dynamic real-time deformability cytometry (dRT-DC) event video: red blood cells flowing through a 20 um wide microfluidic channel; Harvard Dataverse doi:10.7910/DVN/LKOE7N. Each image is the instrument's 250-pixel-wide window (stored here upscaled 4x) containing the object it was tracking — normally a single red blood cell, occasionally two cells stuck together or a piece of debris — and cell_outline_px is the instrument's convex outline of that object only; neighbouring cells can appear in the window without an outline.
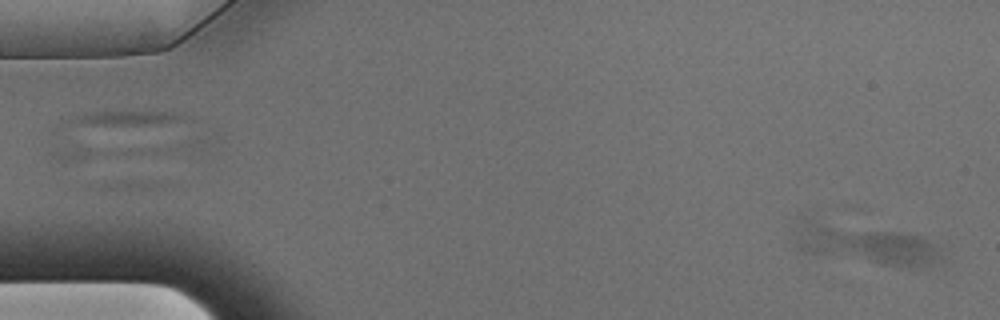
{"species": "Egyptian fruit bat (a non-hibernating species)", "species_latin": "Rousettus aegyptiacus", "temperature_condition": "warm", "stored_images_in_passage": 23, "camera_frame_rate_fps": 3000, "um_per_image_px": 0.085, "animal": {"sex": "male"}, "frame": {"image": 1, "passage_image": 1, "time_ms": 0.0, "image_size_px": [1000, 320], "cell_outline_px": [[944, 260], [908, 268], [816, 256], [800, 252], [796, 248], [796, 232], [800, 212], [924, 236], [936, 244], [940, 248]], "centroid_in_image_um": [73.38, 20.65], "position_along_channel_um": 11.6, "area_um2": 37.05}}
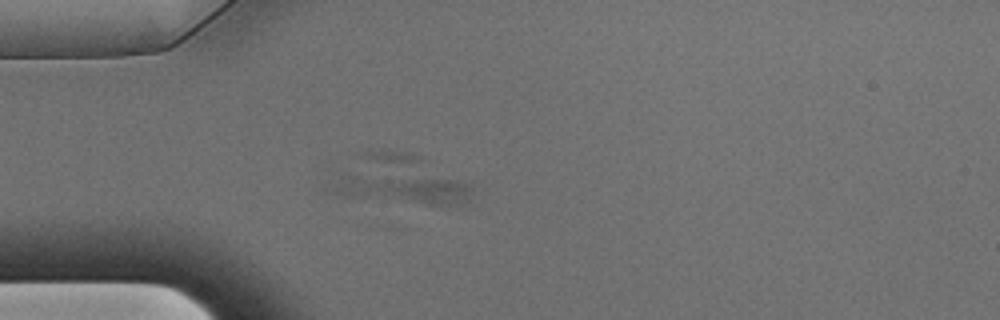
{"frame": {"image": 2, "passage_image": 14, "time_ms": 4.333, "image_size_px": [1000, 320], "cell_outline_px": [[472, 200], [460, 204], [428, 204], [340, 196], [324, 192], [324, 188], [340, 172], [344, 172], [420, 176], [456, 180], [468, 184], [472, 188]], "centroid_in_image_um": [34.01, 16.01], "position_along_channel_um": 51.0, "area_um2": 25.49}}
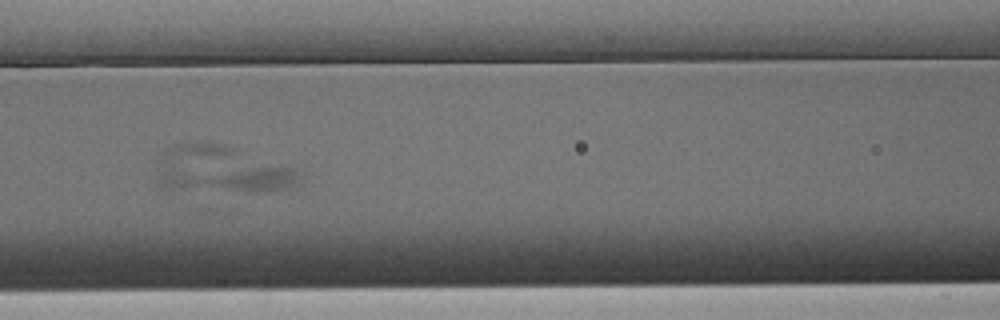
{"frame": {"image": 3, "passage_image": 23, "time_ms": 7.333, "image_size_px": [1000, 320], "cell_outline_px": [[624, 96], [612, 108], [596, 112], [572, 116], [524, 120], [504, 108], [508, 96], [524, 92], [604, 88]], "centroid_in_image_um": [47.68, 8.75], "position_along_channel_um": 118.9, "area_um2": 19.59}}